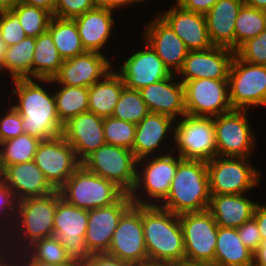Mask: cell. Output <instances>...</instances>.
I'll return each mask as SVG.
<instances>
[{"label": "cell", "mask_w": 266, "mask_h": 266, "mask_svg": "<svg viewBox=\"0 0 266 266\" xmlns=\"http://www.w3.org/2000/svg\"><path fill=\"white\" fill-rule=\"evenodd\" d=\"M144 242L149 264L185 262L179 215L157 205H142Z\"/></svg>", "instance_id": "1"}, {"label": "cell", "mask_w": 266, "mask_h": 266, "mask_svg": "<svg viewBox=\"0 0 266 266\" xmlns=\"http://www.w3.org/2000/svg\"><path fill=\"white\" fill-rule=\"evenodd\" d=\"M34 78L13 80V95L19 98L14 108L22 116L24 133L41 140L62 134L64 125L58 118L54 93L49 94Z\"/></svg>", "instance_id": "2"}, {"label": "cell", "mask_w": 266, "mask_h": 266, "mask_svg": "<svg viewBox=\"0 0 266 266\" xmlns=\"http://www.w3.org/2000/svg\"><path fill=\"white\" fill-rule=\"evenodd\" d=\"M211 193L207 162L182 159L160 207L174 214L208 210Z\"/></svg>", "instance_id": "3"}, {"label": "cell", "mask_w": 266, "mask_h": 266, "mask_svg": "<svg viewBox=\"0 0 266 266\" xmlns=\"http://www.w3.org/2000/svg\"><path fill=\"white\" fill-rule=\"evenodd\" d=\"M58 191L65 202L85 210L109 206L125 194L114 182L90 172L82 164Z\"/></svg>", "instance_id": "4"}, {"label": "cell", "mask_w": 266, "mask_h": 266, "mask_svg": "<svg viewBox=\"0 0 266 266\" xmlns=\"http://www.w3.org/2000/svg\"><path fill=\"white\" fill-rule=\"evenodd\" d=\"M81 164L90 172L114 182L126 194L135 186L138 163L132 150L104 144Z\"/></svg>", "instance_id": "5"}, {"label": "cell", "mask_w": 266, "mask_h": 266, "mask_svg": "<svg viewBox=\"0 0 266 266\" xmlns=\"http://www.w3.org/2000/svg\"><path fill=\"white\" fill-rule=\"evenodd\" d=\"M61 199L59 191L55 190L42 197L26 198L19 201L15 217L18 225L13 223L15 225L13 228L19 227L16 237L20 238L19 236L22 234L21 237H24L22 242L25 244L18 246V249L19 247L24 248L26 244L30 246L36 240L53 236L56 206Z\"/></svg>", "instance_id": "6"}, {"label": "cell", "mask_w": 266, "mask_h": 266, "mask_svg": "<svg viewBox=\"0 0 266 266\" xmlns=\"http://www.w3.org/2000/svg\"><path fill=\"white\" fill-rule=\"evenodd\" d=\"M173 130L178 155L183 159L209 162L217 156L214 117L184 115Z\"/></svg>", "instance_id": "7"}, {"label": "cell", "mask_w": 266, "mask_h": 266, "mask_svg": "<svg viewBox=\"0 0 266 266\" xmlns=\"http://www.w3.org/2000/svg\"><path fill=\"white\" fill-rule=\"evenodd\" d=\"M185 262L211 263L215 259L218 225L208 210L179 214Z\"/></svg>", "instance_id": "8"}, {"label": "cell", "mask_w": 266, "mask_h": 266, "mask_svg": "<svg viewBox=\"0 0 266 266\" xmlns=\"http://www.w3.org/2000/svg\"><path fill=\"white\" fill-rule=\"evenodd\" d=\"M229 99L232 109L266 106V66L233 58L229 76Z\"/></svg>", "instance_id": "9"}, {"label": "cell", "mask_w": 266, "mask_h": 266, "mask_svg": "<svg viewBox=\"0 0 266 266\" xmlns=\"http://www.w3.org/2000/svg\"><path fill=\"white\" fill-rule=\"evenodd\" d=\"M88 210L61 199L56 206L53 236L64 246L70 261L82 266L91 253L85 243Z\"/></svg>", "instance_id": "10"}, {"label": "cell", "mask_w": 266, "mask_h": 266, "mask_svg": "<svg viewBox=\"0 0 266 266\" xmlns=\"http://www.w3.org/2000/svg\"><path fill=\"white\" fill-rule=\"evenodd\" d=\"M207 169L211 194H244L258 185L261 175L242 157L216 156Z\"/></svg>", "instance_id": "11"}, {"label": "cell", "mask_w": 266, "mask_h": 266, "mask_svg": "<svg viewBox=\"0 0 266 266\" xmlns=\"http://www.w3.org/2000/svg\"><path fill=\"white\" fill-rule=\"evenodd\" d=\"M183 85L186 115L216 117L232 110L228 79H194Z\"/></svg>", "instance_id": "12"}, {"label": "cell", "mask_w": 266, "mask_h": 266, "mask_svg": "<svg viewBox=\"0 0 266 266\" xmlns=\"http://www.w3.org/2000/svg\"><path fill=\"white\" fill-rule=\"evenodd\" d=\"M248 110L232 109L214 117L217 156L249 158L255 137L247 119Z\"/></svg>", "instance_id": "13"}, {"label": "cell", "mask_w": 266, "mask_h": 266, "mask_svg": "<svg viewBox=\"0 0 266 266\" xmlns=\"http://www.w3.org/2000/svg\"><path fill=\"white\" fill-rule=\"evenodd\" d=\"M106 253L136 266L149 265L143 234L142 205L133 204L122 215Z\"/></svg>", "instance_id": "14"}, {"label": "cell", "mask_w": 266, "mask_h": 266, "mask_svg": "<svg viewBox=\"0 0 266 266\" xmlns=\"http://www.w3.org/2000/svg\"><path fill=\"white\" fill-rule=\"evenodd\" d=\"M34 161L55 190H59L81 165L75 150L62 134L41 140Z\"/></svg>", "instance_id": "15"}, {"label": "cell", "mask_w": 266, "mask_h": 266, "mask_svg": "<svg viewBox=\"0 0 266 266\" xmlns=\"http://www.w3.org/2000/svg\"><path fill=\"white\" fill-rule=\"evenodd\" d=\"M167 155L161 156H152L150 162L145 164L142 171V175L139 174V170H137L136 175V183L131 191L130 198L135 205H155L153 202L149 203V201H144L142 198L138 197L140 190L144 185V191L150 196V198H154L157 200L164 201L168 196L171 182L176 174L178 164L183 159L180 155H178V159L170 153H165Z\"/></svg>", "instance_id": "16"}, {"label": "cell", "mask_w": 266, "mask_h": 266, "mask_svg": "<svg viewBox=\"0 0 266 266\" xmlns=\"http://www.w3.org/2000/svg\"><path fill=\"white\" fill-rule=\"evenodd\" d=\"M129 194L116 203L88 210L85 243L91 254L106 253L122 215L133 205Z\"/></svg>", "instance_id": "17"}, {"label": "cell", "mask_w": 266, "mask_h": 266, "mask_svg": "<svg viewBox=\"0 0 266 266\" xmlns=\"http://www.w3.org/2000/svg\"><path fill=\"white\" fill-rule=\"evenodd\" d=\"M111 62L99 52H88L64 60L52 79H39L59 85L89 87L111 72Z\"/></svg>", "instance_id": "18"}, {"label": "cell", "mask_w": 266, "mask_h": 266, "mask_svg": "<svg viewBox=\"0 0 266 266\" xmlns=\"http://www.w3.org/2000/svg\"><path fill=\"white\" fill-rule=\"evenodd\" d=\"M235 51L226 47L213 46L202 51H189L183 67L178 72L182 83L194 79H228Z\"/></svg>", "instance_id": "19"}, {"label": "cell", "mask_w": 266, "mask_h": 266, "mask_svg": "<svg viewBox=\"0 0 266 266\" xmlns=\"http://www.w3.org/2000/svg\"><path fill=\"white\" fill-rule=\"evenodd\" d=\"M144 44L145 50L134 53L120 66L118 74L126 88L140 90L173 74L152 47L147 42Z\"/></svg>", "instance_id": "20"}, {"label": "cell", "mask_w": 266, "mask_h": 266, "mask_svg": "<svg viewBox=\"0 0 266 266\" xmlns=\"http://www.w3.org/2000/svg\"><path fill=\"white\" fill-rule=\"evenodd\" d=\"M103 119L94 113L85 112L64 124L62 135L75 150L80 162L106 144Z\"/></svg>", "instance_id": "21"}, {"label": "cell", "mask_w": 266, "mask_h": 266, "mask_svg": "<svg viewBox=\"0 0 266 266\" xmlns=\"http://www.w3.org/2000/svg\"><path fill=\"white\" fill-rule=\"evenodd\" d=\"M159 16L184 42L189 51H202L214 46L209 37L204 14L187 11L176 3Z\"/></svg>", "instance_id": "22"}, {"label": "cell", "mask_w": 266, "mask_h": 266, "mask_svg": "<svg viewBox=\"0 0 266 266\" xmlns=\"http://www.w3.org/2000/svg\"><path fill=\"white\" fill-rule=\"evenodd\" d=\"M152 20L144 32V40L156 52L171 73L181 70L189 53L184 42L175 34L170 26L158 15ZM174 69V71H172Z\"/></svg>", "instance_id": "23"}, {"label": "cell", "mask_w": 266, "mask_h": 266, "mask_svg": "<svg viewBox=\"0 0 266 266\" xmlns=\"http://www.w3.org/2000/svg\"><path fill=\"white\" fill-rule=\"evenodd\" d=\"M175 74L154 84H150L140 90L139 93L146 103L150 113L166 115L173 120L176 116L186 115L184 105V85L180 82H172Z\"/></svg>", "instance_id": "24"}, {"label": "cell", "mask_w": 266, "mask_h": 266, "mask_svg": "<svg viewBox=\"0 0 266 266\" xmlns=\"http://www.w3.org/2000/svg\"><path fill=\"white\" fill-rule=\"evenodd\" d=\"M2 180L16 194L19 201L42 197L55 191L34 160L7 166L2 171Z\"/></svg>", "instance_id": "25"}, {"label": "cell", "mask_w": 266, "mask_h": 266, "mask_svg": "<svg viewBox=\"0 0 266 266\" xmlns=\"http://www.w3.org/2000/svg\"><path fill=\"white\" fill-rule=\"evenodd\" d=\"M112 13L113 9L97 5L73 19L85 51L101 53V48L108 41L115 23Z\"/></svg>", "instance_id": "26"}, {"label": "cell", "mask_w": 266, "mask_h": 266, "mask_svg": "<svg viewBox=\"0 0 266 266\" xmlns=\"http://www.w3.org/2000/svg\"><path fill=\"white\" fill-rule=\"evenodd\" d=\"M243 4L242 0H219L205 14L207 30L214 46L235 51V21Z\"/></svg>", "instance_id": "27"}, {"label": "cell", "mask_w": 266, "mask_h": 266, "mask_svg": "<svg viewBox=\"0 0 266 266\" xmlns=\"http://www.w3.org/2000/svg\"><path fill=\"white\" fill-rule=\"evenodd\" d=\"M257 204L243 194H211L208 211L219 227L239 228L253 218Z\"/></svg>", "instance_id": "28"}, {"label": "cell", "mask_w": 266, "mask_h": 266, "mask_svg": "<svg viewBox=\"0 0 266 266\" xmlns=\"http://www.w3.org/2000/svg\"><path fill=\"white\" fill-rule=\"evenodd\" d=\"M173 121L172 118L166 115L149 113L136 124L132 152L137 159V163L143 162L146 157H149L152 153L154 154L169 130L174 129Z\"/></svg>", "instance_id": "29"}, {"label": "cell", "mask_w": 266, "mask_h": 266, "mask_svg": "<svg viewBox=\"0 0 266 266\" xmlns=\"http://www.w3.org/2000/svg\"><path fill=\"white\" fill-rule=\"evenodd\" d=\"M104 80V81H103ZM88 87V112L99 117H110L125 87L121 76L114 71Z\"/></svg>", "instance_id": "30"}, {"label": "cell", "mask_w": 266, "mask_h": 266, "mask_svg": "<svg viewBox=\"0 0 266 266\" xmlns=\"http://www.w3.org/2000/svg\"><path fill=\"white\" fill-rule=\"evenodd\" d=\"M213 263L220 266H253V253L239 238L237 228L218 226Z\"/></svg>", "instance_id": "31"}, {"label": "cell", "mask_w": 266, "mask_h": 266, "mask_svg": "<svg viewBox=\"0 0 266 266\" xmlns=\"http://www.w3.org/2000/svg\"><path fill=\"white\" fill-rule=\"evenodd\" d=\"M64 60L60 56L51 34L46 31L35 38L31 76L34 79H52Z\"/></svg>", "instance_id": "32"}, {"label": "cell", "mask_w": 266, "mask_h": 266, "mask_svg": "<svg viewBox=\"0 0 266 266\" xmlns=\"http://www.w3.org/2000/svg\"><path fill=\"white\" fill-rule=\"evenodd\" d=\"M63 60L85 53L78 28L73 19L52 17L47 30Z\"/></svg>", "instance_id": "33"}, {"label": "cell", "mask_w": 266, "mask_h": 266, "mask_svg": "<svg viewBox=\"0 0 266 266\" xmlns=\"http://www.w3.org/2000/svg\"><path fill=\"white\" fill-rule=\"evenodd\" d=\"M35 49V38L26 36L19 43L9 46L1 70H8L13 80L31 77V66Z\"/></svg>", "instance_id": "34"}, {"label": "cell", "mask_w": 266, "mask_h": 266, "mask_svg": "<svg viewBox=\"0 0 266 266\" xmlns=\"http://www.w3.org/2000/svg\"><path fill=\"white\" fill-rule=\"evenodd\" d=\"M41 139L23 133L16 138L0 142V170L7 166L34 160Z\"/></svg>", "instance_id": "35"}, {"label": "cell", "mask_w": 266, "mask_h": 266, "mask_svg": "<svg viewBox=\"0 0 266 266\" xmlns=\"http://www.w3.org/2000/svg\"><path fill=\"white\" fill-rule=\"evenodd\" d=\"M54 94L58 118L64 125L71 118L88 112V87L61 85Z\"/></svg>", "instance_id": "36"}, {"label": "cell", "mask_w": 266, "mask_h": 266, "mask_svg": "<svg viewBox=\"0 0 266 266\" xmlns=\"http://www.w3.org/2000/svg\"><path fill=\"white\" fill-rule=\"evenodd\" d=\"M266 29V11L242 5L235 21V50Z\"/></svg>", "instance_id": "37"}, {"label": "cell", "mask_w": 266, "mask_h": 266, "mask_svg": "<svg viewBox=\"0 0 266 266\" xmlns=\"http://www.w3.org/2000/svg\"><path fill=\"white\" fill-rule=\"evenodd\" d=\"M20 20L26 36L38 37L48 30L53 14L45 9L17 2L11 9Z\"/></svg>", "instance_id": "38"}, {"label": "cell", "mask_w": 266, "mask_h": 266, "mask_svg": "<svg viewBox=\"0 0 266 266\" xmlns=\"http://www.w3.org/2000/svg\"><path fill=\"white\" fill-rule=\"evenodd\" d=\"M146 103L138 90L124 87L112 116L124 121L138 124L149 114Z\"/></svg>", "instance_id": "39"}, {"label": "cell", "mask_w": 266, "mask_h": 266, "mask_svg": "<svg viewBox=\"0 0 266 266\" xmlns=\"http://www.w3.org/2000/svg\"><path fill=\"white\" fill-rule=\"evenodd\" d=\"M24 250L23 252L29 253L28 255L33 259L42 262L57 265H76L70 261L64 246L54 236L36 240Z\"/></svg>", "instance_id": "40"}, {"label": "cell", "mask_w": 266, "mask_h": 266, "mask_svg": "<svg viewBox=\"0 0 266 266\" xmlns=\"http://www.w3.org/2000/svg\"><path fill=\"white\" fill-rule=\"evenodd\" d=\"M103 131L106 144L133 149L136 133V124L129 121L117 119L113 116L103 119Z\"/></svg>", "instance_id": "41"}, {"label": "cell", "mask_w": 266, "mask_h": 266, "mask_svg": "<svg viewBox=\"0 0 266 266\" xmlns=\"http://www.w3.org/2000/svg\"><path fill=\"white\" fill-rule=\"evenodd\" d=\"M235 55L248 63L266 66V29L241 44Z\"/></svg>", "instance_id": "42"}, {"label": "cell", "mask_w": 266, "mask_h": 266, "mask_svg": "<svg viewBox=\"0 0 266 266\" xmlns=\"http://www.w3.org/2000/svg\"><path fill=\"white\" fill-rule=\"evenodd\" d=\"M0 35L8 47L19 43L26 37L19 17L11 9L0 11Z\"/></svg>", "instance_id": "43"}, {"label": "cell", "mask_w": 266, "mask_h": 266, "mask_svg": "<svg viewBox=\"0 0 266 266\" xmlns=\"http://www.w3.org/2000/svg\"><path fill=\"white\" fill-rule=\"evenodd\" d=\"M98 4L94 0H56L54 17L74 19L95 8Z\"/></svg>", "instance_id": "44"}, {"label": "cell", "mask_w": 266, "mask_h": 266, "mask_svg": "<svg viewBox=\"0 0 266 266\" xmlns=\"http://www.w3.org/2000/svg\"><path fill=\"white\" fill-rule=\"evenodd\" d=\"M23 133L22 116L11 106L7 114L0 118V142L16 138Z\"/></svg>", "instance_id": "45"}, {"label": "cell", "mask_w": 266, "mask_h": 266, "mask_svg": "<svg viewBox=\"0 0 266 266\" xmlns=\"http://www.w3.org/2000/svg\"><path fill=\"white\" fill-rule=\"evenodd\" d=\"M18 204H19V200L16 194L11 190V188L3 180H1L0 181V215H1L0 220H1V217L4 218L6 216L5 218L9 219L10 218L9 216H11V219H9L11 221L8 220L9 222L8 226H10V224L12 225V223L14 222V219H15L14 216H16L17 214ZM12 216H13V219H12Z\"/></svg>", "instance_id": "46"}, {"label": "cell", "mask_w": 266, "mask_h": 266, "mask_svg": "<svg viewBox=\"0 0 266 266\" xmlns=\"http://www.w3.org/2000/svg\"><path fill=\"white\" fill-rule=\"evenodd\" d=\"M239 238L243 244L254 254L263 243L257 222L254 218L244 222L237 228Z\"/></svg>", "instance_id": "47"}, {"label": "cell", "mask_w": 266, "mask_h": 266, "mask_svg": "<svg viewBox=\"0 0 266 266\" xmlns=\"http://www.w3.org/2000/svg\"><path fill=\"white\" fill-rule=\"evenodd\" d=\"M82 266H136L133 263L122 261L107 253L91 254Z\"/></svg>", "instance_id": "48"}, {"label": "cell", "mask_w": 266, "mask_h": 266, "mask_svg": "<svg viewBox=\"0 0 266 266\" xmlns=\"http://www.w3.org/2000/svg\"><path fill=\"white\" fill-rule=\"evenodd\" d=\"M219 0H176L183 9L206 14Z\"/></svg>", "instance_id": "49"}, {"label": "cell", "mask_w": 266, "mask_h": 266, "mask_svg": "<svg viewBox=\"0 0 266 266\" xmlns=\"http://www.w3.org/2000/svg\"><path fill=\"white\" fill-rule=\"evenodd\" d=\"M253 218L257 222V226L260 232L263 243L266 242V205L257 204Z\"/></svg>", "instance_id": "50"}, {"label": "cell", "mask_w": 266, "mask_h": 266, "mask_svg": "<svg viewBox=\"0 0 266 266\" xmlns=\"http://www.w3.org/2000/svg\"><path fill=\"white\" fill-rule=\"evenodd\" d=\"M18 2L45 9L52 14H54L56 6V0H18Z\"/></svg>", "instance_id": "51"}, {"label": "cell", "mask_w": 266, "mask_h": 266, "mask_svg": "<svg viewBox=\"0 0 266 266\" xmlns=\"http://www.w3.org/2000/svg\"><path fill=\"white\" fill-rule=\"evenodd\" d=\"M23 255H25V254H22L21 259H20L21 263H22V261H23V263L20 264V262H18L19 266H78V265H57V264L42 262V261H39L37 259H33L30 255H28L27 252H26L25 256H23ZM28 256H29V258H28ZM25 257H27V258H25ZM22 258H24V259H22Z\"/></svg>", "instance_id": "52"}, {"label": "cell", "mask_w": 266, "mask_h": 266, "mask_svg": "<svg viewBox=\"0 0 266 266\" xmlns=\"http://www.w3.org/2000/svg\"><path fill=\"white\" fill-rule=\"evenodd\" d=\"M253 266H266V242L253 254Z\"/></svg>", "instance_id": "53"}, {"label": "cell", "mask_w": 266, "mask_h": 266, "mask_svg": "<svg viewBox=\"0 0 266 266\" xmlns=\"http://www.w3.org/2000/svg\"><path fill=\"white\" fill-rule=\"evenodd\" d=\"M5 242H7V240H5L2 244H0V248H2V246H4L5 244ZM1 243V242H0ZM3 250H5V249H0V266H19V264H16L15 262H14V259L12 258V256H10V257H8L9 258V261H8V259H7V256L6 255H4L2 252H4ZM2 251V252H1ZM2 254V255H1ZM5 256V257H4ZM7 260V261H6ZM12 264V265H11ZM14 264V265H13Z\"/></svg>", "instance_id": "54"}, {"label": "cell", "mask_w": 266, "mask_h": 266, "mask_svg": "<svg viewBox=\"0 0 266 266\" xmlns=\"http://www.w3.org/2000/svg\"><path fill=\"white\" fill-rule=\"evenodd\" d=\"M247 6L266 11V0H242Z\"/></svg>", "instance_id": "55"}, {"label": "cell", "mask_w": 266, "mask_h": 266, "mask_svg": "<svg viewBox=\"0 0 266 266\" xmlns=\"http://www.w3.org/2000/svg\"><path fill=\"white\" fill-rule=\"evenodd\" d=\"M127 0H105V7L110 9L119 8L120 6H127Z\"/></svg>", "instance_id": "56"}, {"label": "cell", "mask_w": 266, "mask_h": 266, "mask_svg": "<svg viewBox=\"0 0 266 266\" xmlns=\"http://www.w3.org/2000/svg\"><path fill=\"white\" fill-rule=\"evenodd\" d=\"M17 2L18 0H0V11L12 9Z\"/></svg>", "instance_id": "57"}, {"label": "cell", "mask_w": 266, "mask_h": 266, "mask_svg": "<svg viewBox=\"0 0 266 266\" xmlns=\"http://www.w3.org/2000/svg\"><path fill=\"white\" fill-rule=\"evenodd\" d=\"M8 51V46L6 42L2 39L0 35V65L3 63L5 55Z\"/></svg>", "instance_id": "58"}, {"label": "cell", "mask_w": 266, "mask_h": 266, "mask_svg": "<svg viewBox=\"0 0 266 266\" xmlns=\"http://www.w3.org/2000/svg\"><path fill=\"white\" fill-rule=\"evenodd\" d=\"M184 266H220L216 263H189V262H184Z\"/></svg>", "instance_id": "59"}, {"label": "cell", "mask_w": 266, "mask_h": 266, "mask_svg": "<svg viewBox=\"0 0 266 266\" xmlns=\"http://www.w3.org/2000/svg\"><path fill=\"white\" fill-rule=\"evenodd\" d=\"M147 266H184V263L182 264H149Z\"/></svg>", "instance_id": "60"}, {"label": "cell", "mask_w": 266, "mask_h": 266, "mask_svg": "<svg viewBox=\"0 0 266 266\" xmlns=\"http://www.w3.org/2000/svg\"><path fill=\"white\" fill-rule=\"evenodd\" d=\"M98 5L105 7V0H94Z\"/></svg>", "instance_id": "61"}, {"label": "cell", "mask_w": 266, "mask_h": 266, "mask_svg": "<svg viewBox=\"0 0 266 266\" xmlns=\"http://www.w3.org/2000/svg\"><path fill=\"white\" fill-rule=\"evenodd\" d=\"M143 1H145V0H127V5L134 3V2H143Z\"/></svg>", "instance_id": "62"}, {"label": "cell", "mask_w": 266, "mask_h": 266, "mask_svg": "<svg viewBox=\"0 0 266 266\" xmlns=\"http://www.w3.org/2000/svg\"><path fill=\"white\" fill-rule=\"evenodd\" d=\"M2 180V171L0 170V181Z\"/></svg>", "instance_id": "63"}]
</instances>
